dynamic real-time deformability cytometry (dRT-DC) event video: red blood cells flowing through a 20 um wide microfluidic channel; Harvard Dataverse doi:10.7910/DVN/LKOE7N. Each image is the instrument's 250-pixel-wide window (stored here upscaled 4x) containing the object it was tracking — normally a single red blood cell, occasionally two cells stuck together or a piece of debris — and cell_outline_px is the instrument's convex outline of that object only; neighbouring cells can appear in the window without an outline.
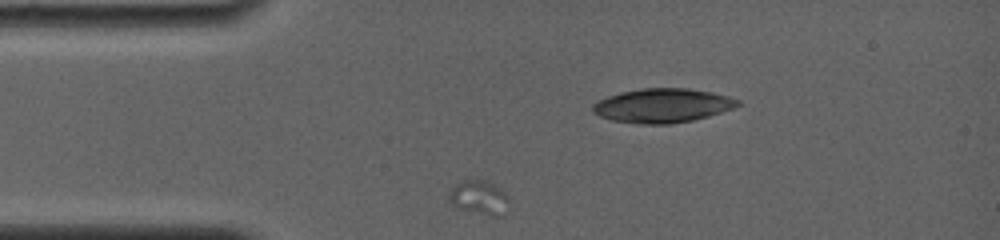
{"species": "common noctule bat (a hibernating species)", "species_latin": "Nyctalus noctula", "temperature_condition": "room temperature", "stored_images_in_passage": 9, "segment_of_instrument_passage": [2, 2], "camera_frame_rate_fps": 4000, "um_per_image_px": 0.085, "animal": {"sex": "female", "body_mass_g": 19.0, "forearm_length_mm": 56.7}, "frame": {"image": 1, "passage_image": 3, "time_ms": 2.25, "image_size_px": [1000, 240], "cell_outline_px": [[508, 200], [504, 216], [492, 216], [456, 208], [452, 204], [452, 188], [456, 184], [464, 180], [488, 180], [500, 188], [508, 196]], "centroid_in_image_um": [40.79, 16.8], "position_along_channel_um": 44.2, "area_um2": 11.68}}